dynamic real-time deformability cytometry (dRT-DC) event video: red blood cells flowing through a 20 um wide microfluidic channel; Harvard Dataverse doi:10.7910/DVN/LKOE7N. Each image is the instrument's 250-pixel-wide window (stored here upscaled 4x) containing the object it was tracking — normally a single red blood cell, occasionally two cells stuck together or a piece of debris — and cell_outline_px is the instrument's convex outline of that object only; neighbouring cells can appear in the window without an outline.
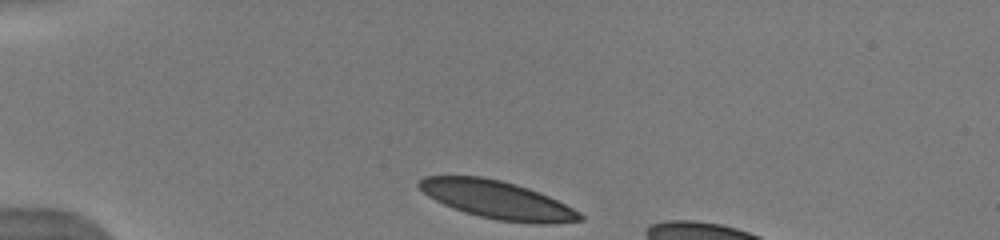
{"species": "human", "species_latin": "Homo sapiens", "temperature_condition": "warm", "stored_images_in_passage": 41, "camera_frame_rate_fps": 3000, "um_per_image_px": 0.085, "donor": {"sex": "male"}, "frame": {"image": 1, "passage_image": 1, "time_ms": 0.0, "image_size_px": [1000, 240], "cell_outline_px": [[584, 220], [552, 224], [536, 224], [496, 220], [464, 212], [452, 208], [428, 196], [416, 184], [424, 176], [480, 176], [500, 180], [516, 184], [528, 188], [548, 196], [580, 212], [584, 216]], "centroid_in_image_um": [42.28, 16.99], "position_along_channel_um": 42.7, "area_um2": 35.43}}
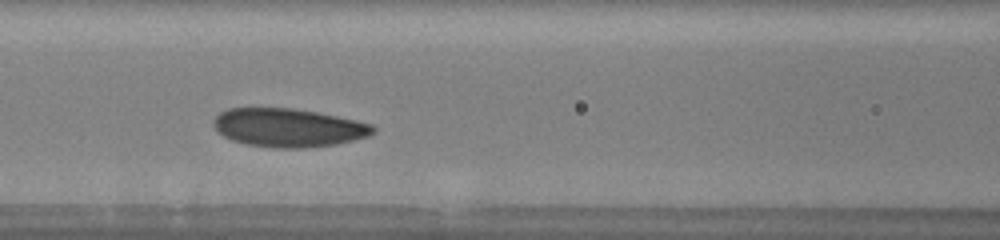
{"frame": {"image": 2, "passage_image": 12, "time_ms": 3.667, "image_size_px": [1000, 240], "cell_outline_px": [[376, 132], [368, 136], [336, 144], [300, 148], [276, 148], [244, 144], [232, 140], [216, 132], [212, 124], [212, 120], [220, 112], [228, 108], [292, 108], [316, 112], [356, 120], [372, 124], [376, 128]], "centroid_in_image_um": [24.47, 10.85], "position_along_channel_um": 142.1, "area_um2": 35.89}}
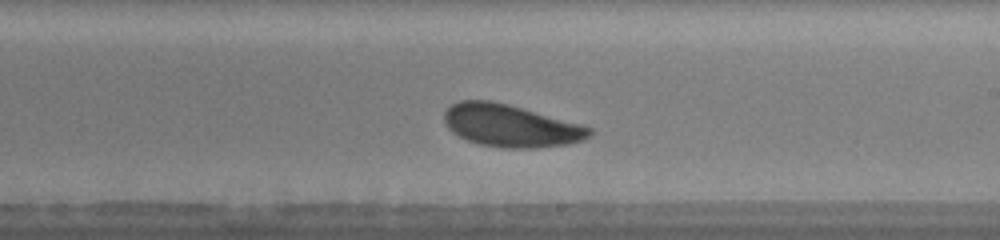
{"frame": {"image": 3, "passage_image": 20, "time_ms": 6.333, "image_size_px": [1000, 240], "cell_outline_px": [[592, 136], [584, 140], [568, 144], [536, 148], [504, 148], [480, 144], [468, 140], [452, 132], [444, 124], [444, 112], [452, 104], [460, 100], [492, 100], [508, 104], [584, 124], [592, 128]], "centroid_in_image_um": [43.44, 10.68], "position_along_channel_um": 245.6, "area_um2": 36.18}, "authors_computed_cell_mechanics": {"area_um2": 35.4314, "velocity_mm_per_s": 3.886, "shape_relaxation_time_tau1_ms": 2.1297, "shape_relaxation_time_tau2_ms": null, "deformation_change_tau1": 0.0939, "deformation_change_tau2": null}}